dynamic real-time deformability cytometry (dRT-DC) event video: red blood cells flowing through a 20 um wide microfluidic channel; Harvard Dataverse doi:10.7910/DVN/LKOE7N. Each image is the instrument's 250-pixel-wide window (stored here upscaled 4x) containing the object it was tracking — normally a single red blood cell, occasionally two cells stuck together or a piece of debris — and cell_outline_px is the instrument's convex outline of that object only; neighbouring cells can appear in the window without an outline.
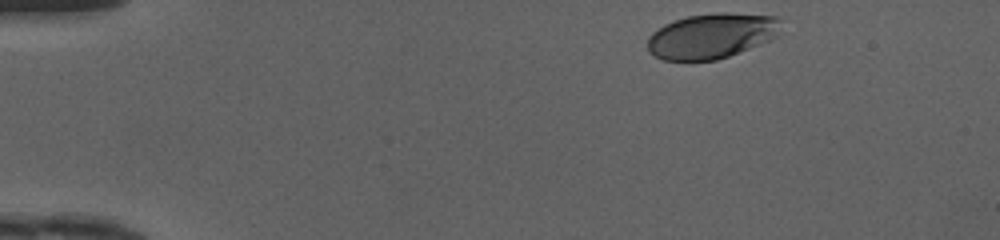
{"species": "human", "species_latin": "Homo sapiens", "temperature_condition": "cold", "stored_images_in_passage": 35, "camera_frame_rate_fps": 3000, "um_per_image_px": 0.085, "donor": {"sex": "female"}, "frame": {"image": 1, "passage_image": 1, "time_ms": 0.0, "image_size_px": [1000, 240], "cell_outline_px": [[780, 36], [772, 40], [728, 56], [716, 60], [664, 60], [648, 52], [648, 36], [652, 32], [664, 24], [688, 16], [720, 12], [728, 12], [776, 16], [780, 20]], "centroid_in_image_um": [60.52, 3.04], "position_along_channel_um": 24.5, "area_um2": 35.32}}
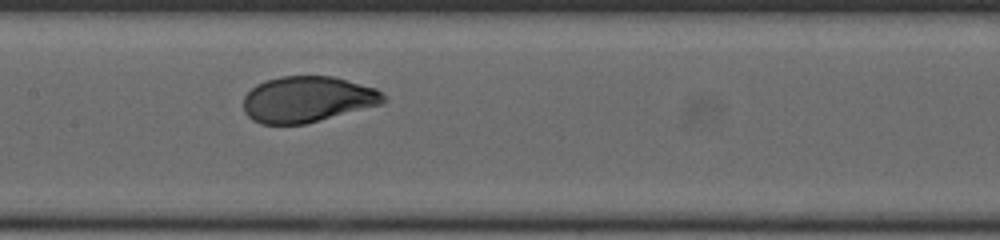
{"frame": {"image": 2, "passage_image": 19, "time_ms": 6.0, "image_size_px": [1000, 240], "cell_outline_px": [[388, 100], [384, 104], [304, 124], [260, 124], [252, 120], [244, 112], [244, 96], [256, 84], [280, 76], [332, 76], [376, 88]], "centroid_in_image_um": [26.14, 8.45], "position_along_channel_um": 181.3, "area_um2": 37.57}}
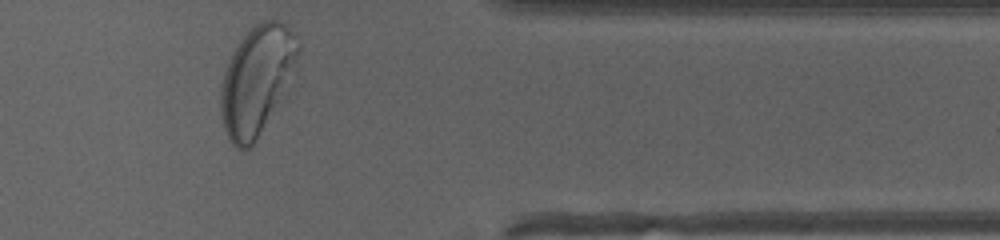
{"frame": {"image": 3, "passage_image": 35, "time_ms": 11.333, "image_size_px": [1000, 240], "cell_outline_px": [[300, 48], [288, 92], [252, 148], [244, 152], [236, 148], [232, 144], [224, 128], [220, 112], [220, 84], [228, 60], [232, 52], [248, 28], [260, 20], [276, 20], [284, 24], [288, 28], [300, 44]], "centroid_in_image_um": [21.83, 6.87], "position_along_channel_um": 389.6, "area_um2": 50.23}, "authors_computed_cell_mechanics": {"area_um2": 37.859, "velocity_mm_per_s": 4.1668, "shape_relaxation_time_tau1_ms": 2.6747, "shape_relaxation_time_tau2_ms": null, "deformation_change_tau1": 0.1586, "deformation_change_tau2": null}}